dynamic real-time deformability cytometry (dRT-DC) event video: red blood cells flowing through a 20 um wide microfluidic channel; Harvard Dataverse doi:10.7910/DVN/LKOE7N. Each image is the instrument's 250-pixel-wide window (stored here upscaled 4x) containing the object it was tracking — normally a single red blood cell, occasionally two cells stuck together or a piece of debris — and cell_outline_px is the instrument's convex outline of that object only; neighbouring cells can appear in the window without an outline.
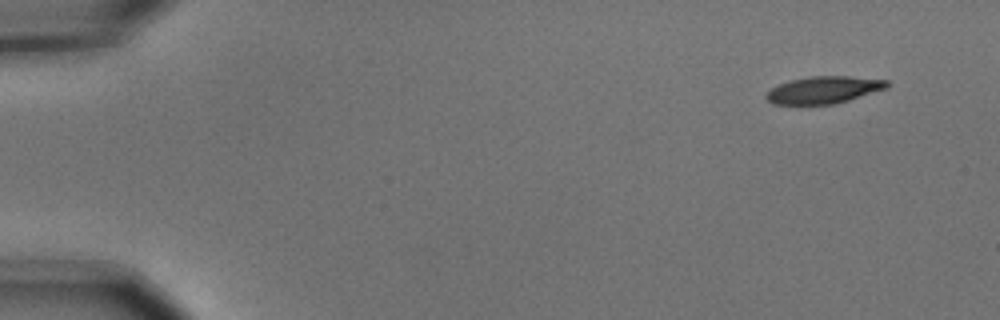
{"species": "common noctule bat (a hibernating species)", "species_latin": "Nyctalus noctula", "temperature_condition": "cold", "stored_images_in_passage": 5, "camera_frame_rate_fps": 3000, "um_per_image_px": 0.085, "animal": {"sex": "male", "body_mass_g": 15.6}, "frame": {"image": 1, "passage_image": 1, "time_ms": 0.0, "image_size_px": [1000, 320], "cell_outline_px": [[892, 84], [888, 88], [836, 104], [772, 104], [764, 96], [772, 88], [780, 84], [792, 80], [812, 76], [848, 76], [888, 80]], "centroid_in_image_um": [70.08, 7.64], "position_along_channel_um": 14.9, "area_um2": 19.07}}
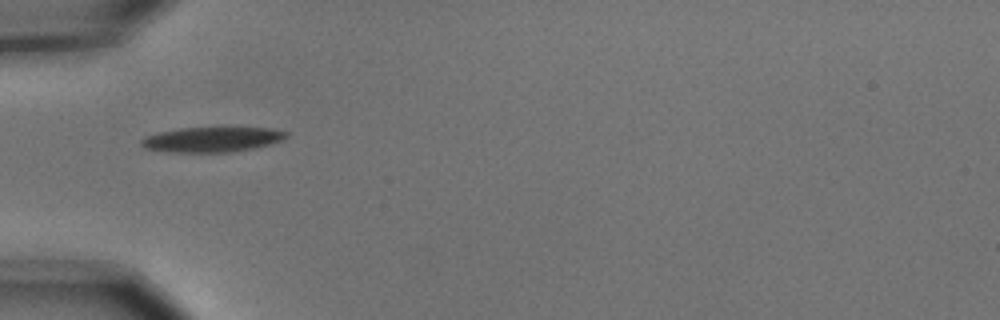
{"frame": {"image": 2, "passage_image": 5, "time_ms": 1.333, "image_size_px": [1000, 320], "cell_outline_px": [[288, 136], [284, 140], [252, 148], [228, 152], [168, 152], [144, 148], [140, 144], [140, 140], [144, 136], [160, 132], [180, 128], [268, 128], [288, 132]], "centroid_in_image_um": [17.98, 11.86], "position_along_channel_um": 67.0, "area_um2": 20.98}}